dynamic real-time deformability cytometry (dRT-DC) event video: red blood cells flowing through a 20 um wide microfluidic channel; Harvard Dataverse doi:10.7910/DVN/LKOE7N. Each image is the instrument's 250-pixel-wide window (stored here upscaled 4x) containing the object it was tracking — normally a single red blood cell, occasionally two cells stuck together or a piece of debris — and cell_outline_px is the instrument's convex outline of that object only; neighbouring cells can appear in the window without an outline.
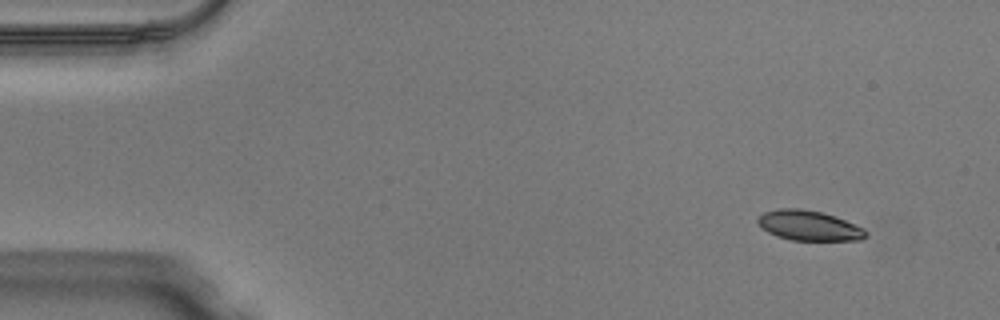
{"species": "Egyptian fruit bat (a non-hibernating species)", "species_latin": "Rousettus aegyptiacus", "temperature_condition": "warm", "stored_images_in_passage": 31, "camera_frame_rate_fps": 3000, "um_per_image_px": 0.085, "animal": {"sex": "male"}, "frame": {"image": 1, "passage_image": 1, "time_ms": 0.0, "image_size_px": [1000, 320], "cell_outline_px": [[868, 236], [860, 240], [792, 240], [776, 236], [768, 232], [756, 220], [764, 212], [780, 208], [800, 208], [820, 212], [844, 220], [864, 228], [868, 232]], "centroid_in_image_um": [68.78, 19.18], "position_along_channel_um": 16.2, "area_um2": 18.67}}
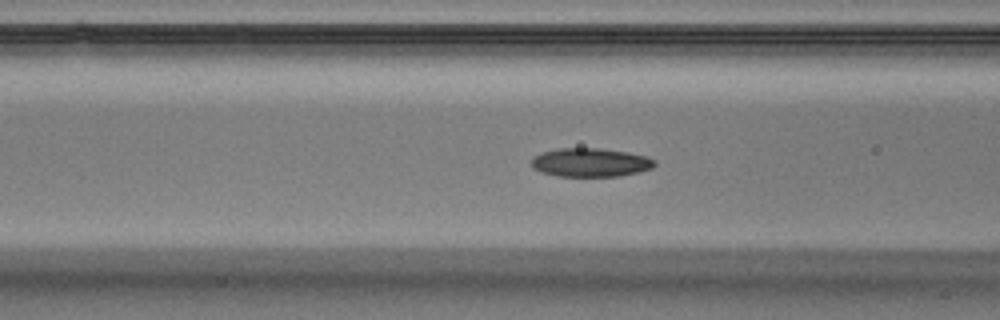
{"frame": {"image": 2, "passage_image": 16, "time_ms": 5.0, "image_size_px": [1000, 320], "cell_outline_px": [[656, 164], [652, 168], [640, 172], [620, 176], [560, 176], [540, 172], [532, 168], [532, 160], [536, 156], [544, 152], [560, 148], [600, 148], [628, 152], [648, 156], [656, 160]], "centroid_in_image_um": [50.25, 13.81], "position_along_channel_um": 116.4, "area_um2": 20.63}}
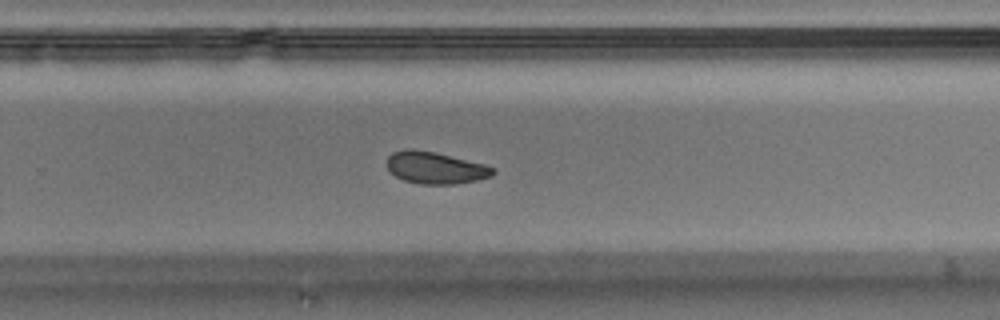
{"frame": {"image": 3, "passage_image": 29, "time_ms": 9.333, "image_size_px": [1000, 320], "cell_outline_px": [[496, 172], [492, 176], [476, 180], [452, 184], [420, 184], [404, 180], [388, 172], [388, 156], [392, 152], [408, 148], [412, 148], [436, 152], [484, 164], [496, 168]], "centroid_in_image_um": [37.0, 14.25], "position_along_channel_um": 292.8, "area_um2": 19.83}}